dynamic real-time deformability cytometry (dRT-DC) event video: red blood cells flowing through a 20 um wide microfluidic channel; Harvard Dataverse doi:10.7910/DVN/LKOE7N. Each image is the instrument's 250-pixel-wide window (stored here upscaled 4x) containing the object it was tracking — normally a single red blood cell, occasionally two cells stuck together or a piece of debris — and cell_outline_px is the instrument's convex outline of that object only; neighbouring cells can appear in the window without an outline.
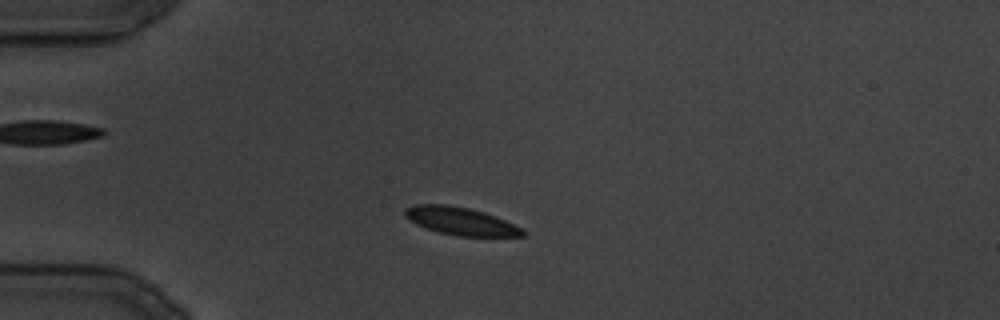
{"species": "common noctule bat (a hibernating species)", "species_latin": "Nyctalus noctula", "temperature_condition": "cold", "stored_images_in_passage": 19, "camera_frame_rate_fps": 3000, "um_per_image_px": 0.085, "animal": {"sex": "male", "body_mass_g": 19.5, "forearm_length_mm": 54.6}, "frame": {"image": 1, "passage_image": 10, "time_ms": 3.0, "image_size_px": [1000, 320], "cell_outline_px": [[524, 236], [460, 236], [440, 232], [416, 224], [408, 220], [404, 216], [404, 208], [412, 204], [448, 204], [468, 208], [484, 212], [496, 216], [520, 228], [524, 232]], "centroid_in_image_um": [39.08, 18.77], "position_along_channel_um": 45.9, "area_um2": 18.9}}